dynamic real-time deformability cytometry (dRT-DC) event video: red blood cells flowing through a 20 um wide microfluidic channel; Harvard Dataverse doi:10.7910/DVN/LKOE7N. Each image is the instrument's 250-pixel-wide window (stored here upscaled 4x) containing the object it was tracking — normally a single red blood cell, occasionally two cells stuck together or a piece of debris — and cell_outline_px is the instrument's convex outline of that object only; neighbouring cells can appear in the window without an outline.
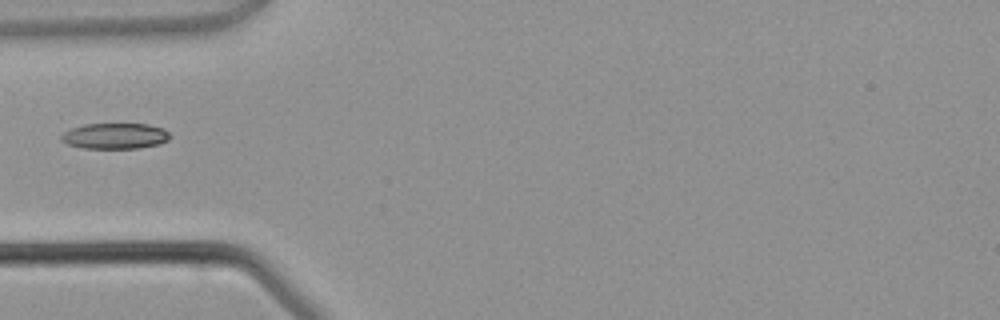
{"species": "common noctule bat (a hibernating species)", "species_latin": "Nyctalus noctula", "temperature_condition": "warm", "stored_images_in_passage": 4, "camera_frame_rate_fps": 3000, "um_per_image_px": 0.085, "animal": {"sex": "male", "body_mass_g": 21.5, "forearm_length_mm": 52.0}, "frame": {"image": 1, "passage_image": 4, "time_ms": 3.667, "image_size_px": [1000, 320], "cell_outline_px": [[172, 136], [168, 140], [160, 144], [140, 148], [84, 148], [68, 144], [60, 140], [60, 136], [64, 132], [72, 128], [84, 124], [148, 124], [164, 128]], "centroid_in_image_um": [9.81, 11.56], "position_along_channel_um": 75.2, "area_um2": 16.42}}